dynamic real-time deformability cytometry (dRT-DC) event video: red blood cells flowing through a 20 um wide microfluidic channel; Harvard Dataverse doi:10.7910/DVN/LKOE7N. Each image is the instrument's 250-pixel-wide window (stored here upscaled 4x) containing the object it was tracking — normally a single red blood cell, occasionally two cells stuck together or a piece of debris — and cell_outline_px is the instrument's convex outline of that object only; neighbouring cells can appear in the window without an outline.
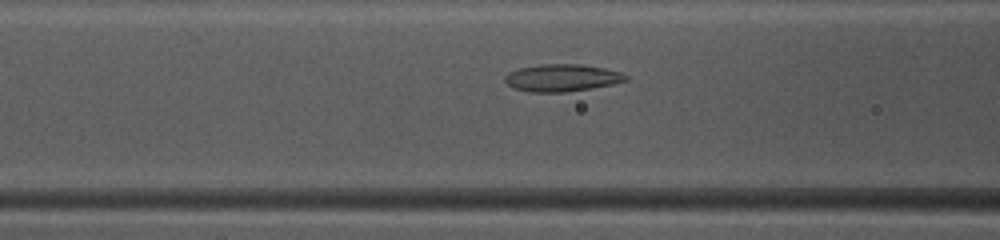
{"species": "common noctule bat (a hibernating species)", "species_latin": "Nyctalus noctula", "temperature_condition": "warm", "stored_images_in_passage": 34, "camera_frame_rate_fps": 3000, "um_per_image_px": 0.085, "animal": {"sex": "female", "body_mass_g": 10.0, "forearm_length_mm": 53.1}, "frame": {"image": 1, "passage_image": 11, "time_ms": 3.333, "image_size_px": [1000, 240], "cell_outline_px": [[628, 80], [612, 84], [592, 88], [564, 92], [528, 92], [512, 88], [504, 80], [504, 76], [508, 72], [520, 68], [540, 64], [580, 64], [604, 68], [620, 72], [628, 76]], "centroid_in_image_um": [47.74, 6.62], "position_along_channel_um": 118.9, "area_um2": 19.25}}
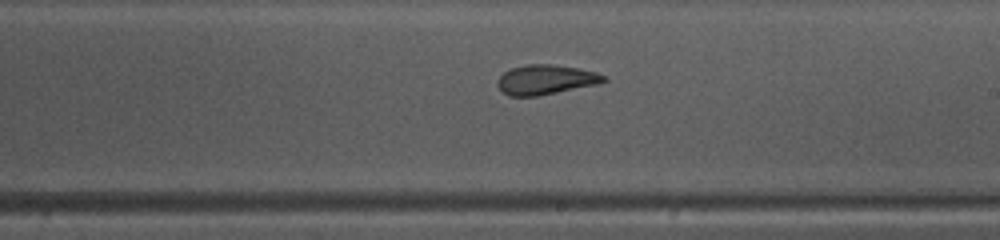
{"frame": {"image": 2, "passage_image": 20, "time_ms": 6.333, "image_size_px": [1000, 240], "cell_outline_px": [[608, 80], [600, 84], [536, 96], [508, 96], [496, 84], [496, 80], [504, 72], [512, 68], [524, 64], [552, 64], [576, 68], [596, 72], [604, 76]], "centroid_in_image_um": [46.38, 6.77], "position_along_channel_um": 242.6, "area_um2": 18.38}}
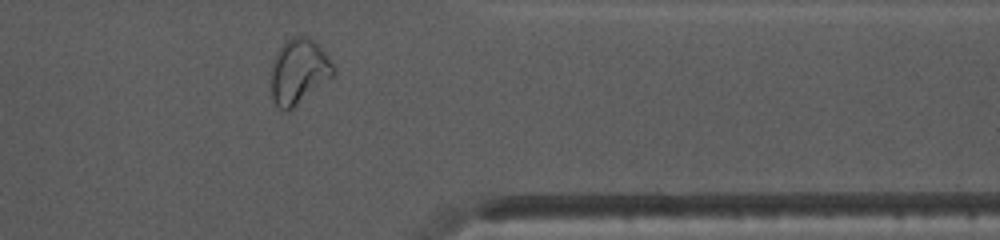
{"frame": {"image": 3, "passage_image": 31, "time_ms": 10.0, "image_size_px": [1000, 240], "cell_outline_px": [[336, 72], [332, 76], [288, 112], [284, 112], [272, 100], [272, 60], [280, 48], [292, 36], [308, 36], [316, 40], [320, 44], [336, 68]], "centroid_in_image_um": [25.42, 6.05], "position_along_channel_um": 386.0, "area_um2": 23.64}, "authors_computed_cell_mechanics": {"area_um2": 19.4208, "velocity_mm_per_s": 4.1257, "shape_relaxation_time_tau1_ms": 9.977, "shape_relaxation_time_tau2_ms": 1.6868, "deformation_change_tau1": 0.2212, "deformation_change_tau2": 0.0873}}